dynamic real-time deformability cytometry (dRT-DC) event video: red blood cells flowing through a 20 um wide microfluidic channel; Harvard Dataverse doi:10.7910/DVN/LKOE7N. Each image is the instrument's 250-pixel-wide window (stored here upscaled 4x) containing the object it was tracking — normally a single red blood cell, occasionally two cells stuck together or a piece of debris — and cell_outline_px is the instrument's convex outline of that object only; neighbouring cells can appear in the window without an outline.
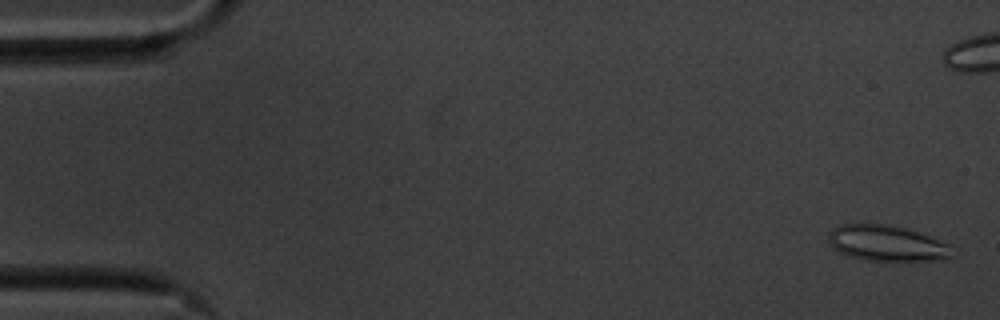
{"species": "common noctule bat (a hibernating species)", "species_latin": "Nyctalus noctula", "temperature_condition": "cold", "stored_images_in_passage": 58, "camera_frame_rate_fps": 3000, "um_per_image_px": 0.085, "animal": {"sex": "male", "body_mass_g": 20.1, "forearm_length_mm": 53.5}, "frame": {"image": 1, "passage_image": 2, "time_ms": 0.333, "image_size_px": [1000, 320], "cell_outline_px": [[952, 256], [944, 260], [868, 260], [852, 256], [840, 252], [828, 240], [828, 232], [832, 228], [840, 224], [892, 224], [908, 228], [948, 244]], "centroid_in_image_um": [75.36, 20.65], "position_along_channel_um": 9.6, "area_um2": 25.43}}
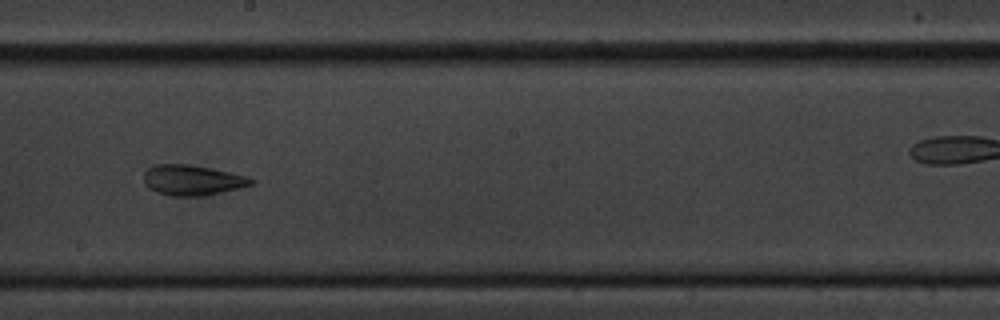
{"frame": {"image": 2, "passage_image": 32, "time_ms": 10.333, "image_size_px": [1000, 320], "cell_outline_px": [[256, 180], [252, 184], [240, 188], [200, 196], [172, 196], [156, 192], [148, 188], [144, 184], [144, 172], [152, 164], [188, 164], [248, 176]], "centroid_in_image_um": [16.31, 15.31], "position_along_channel_um": 231.9, "area_um2": 18.96}}
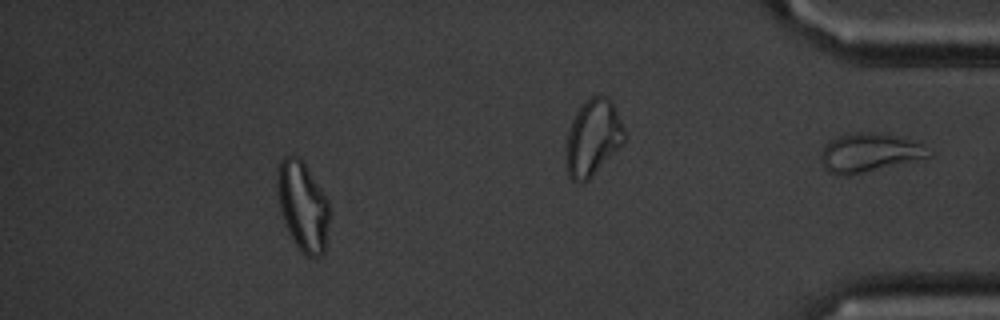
{"frame": {"image": 3, "passage_image": 52, "time_ms": 17.0, "image_size_px": [1000, 320], "cell_outline_px": [[328, 228], [324, 252], [320, 256], [308, 256], [296, 244], [284, 220], [280, 208], [276, 184], [276, 172], [280, 160], [284, 156], [296, 156], [304, 160], [328, 200]], "centroid_in_image_um": [25.73, 17.44], "position_along_channel_um": 409.5, "area_um2": 26.88}, "authors_computed_cell_mechanics": {"area_um2": 23.0044, "velocity_mm_per_s": 3.4966, "shape_relaxation_time_tau1_ms": null, "shape_relaxation_time_tau2_ms": 1.7309, "deformation_change_tau1": null, "deformation_change_tau2": 0.1004}}